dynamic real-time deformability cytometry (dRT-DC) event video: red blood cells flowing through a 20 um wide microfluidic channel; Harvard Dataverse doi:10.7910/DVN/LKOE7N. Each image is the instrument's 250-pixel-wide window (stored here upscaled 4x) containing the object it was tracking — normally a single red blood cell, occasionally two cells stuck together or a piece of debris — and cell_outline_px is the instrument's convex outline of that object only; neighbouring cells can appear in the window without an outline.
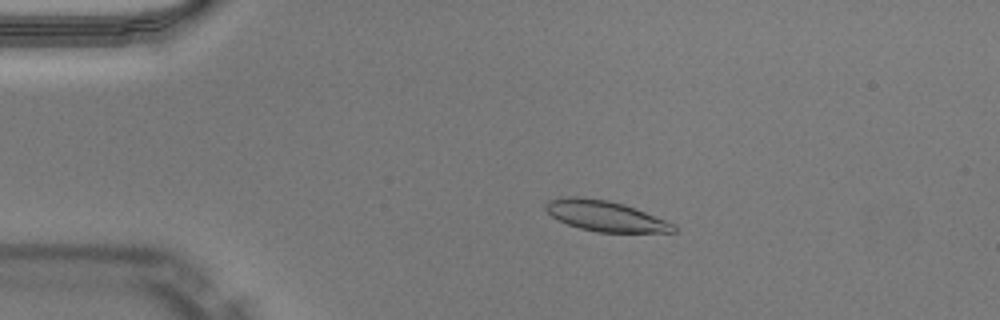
{"species": "Egyptian fruit bat (a non-hibernating species)", "species_latin": "Rousettus aegyptiacus", "temperature_condition": "warm", "stored_images_in_passage": 51, "camera_frame_rate_fps": 3000, "um_per_image_px": 0.085, "animal": {"sex": "male"}, "frame": {"image": 1, "passage_image": 11, "time_ms": 3.333, "image_size_px": [1000, 320], "cell_outline_px": [[676, 232], [596, 232], [580, 228], [568, 224], [552, 216], [544, 208], [544, 204], [548, 200], [568, 196], [580, 196], [608, 200], [624, 204], [676, 224]], "centroid_in_image_um": [51.44, 18.35], "position_along_channel_um": 33.6, "area_um2": 22.72}}
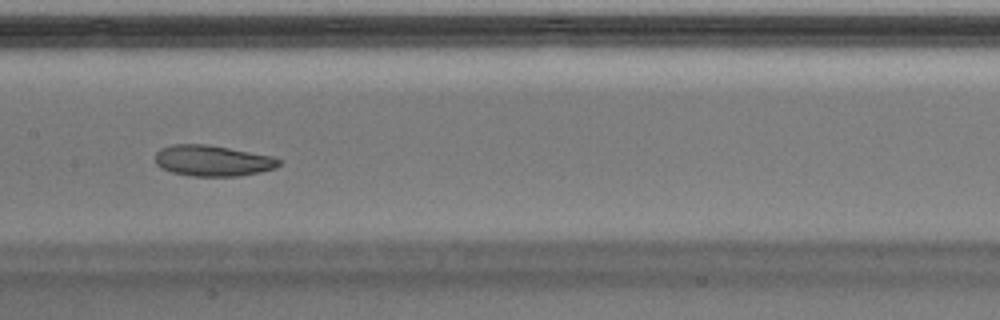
{"frame": {"image": 2, "passage_image": 26, "time_ms": 8.333, "image_size_px": [1000, 320], "cell_outline_px": [[284, 160], [276, 168], [260, 172], [240, 176], [192, 176], [172, 172], [160, 168], [156, 164], [156, 152], [160, 148], [172, 144], [208, 144], [272, 156]], "centroid_in_image_um": [18.09, 13.66], "position_along_channel_um": 189.3, "area_um2": 22.48}}
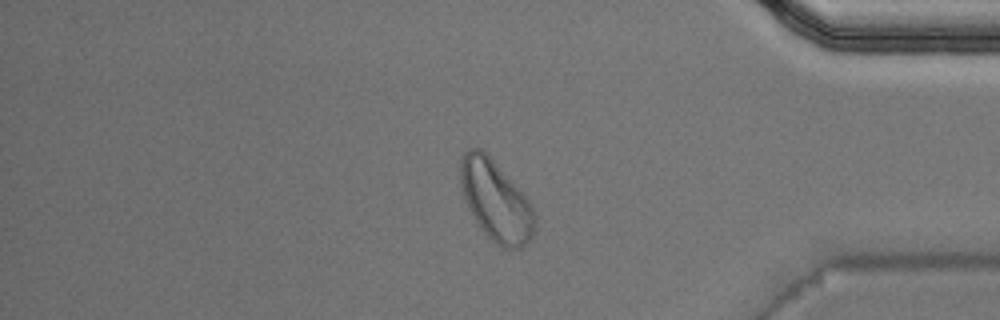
{"frame": {"image": 3, "passage_image": 43, "time_ms": 14.0, "image_size_px": [1000, 320], "cell_outline_px": [[536, 228], [532, 236], [520, 248], [500, 248], [484, 232], [472, 216], [468, 208], [460, 184], [460, 160], [464, 152], [468, 148], [480, 148], [492, 160], [528, 200], [536, 216]], "centroid_in_image_um": [42.12, 17.09], "position_along_channel_um": 393.1, "area_um2": 34.28}, "authors_computed_cell_mechanics": {"area_um2": 22.8888, "velocity_mm_per_s": 4.032, "shape_relaxation_time_tau1_ms": 4.0837, "shape_relaxation_time_tau2_ms": 2.6828, "deformation_change_tau1": 0.1318, "deformation_change_tau2": 0.0804}}